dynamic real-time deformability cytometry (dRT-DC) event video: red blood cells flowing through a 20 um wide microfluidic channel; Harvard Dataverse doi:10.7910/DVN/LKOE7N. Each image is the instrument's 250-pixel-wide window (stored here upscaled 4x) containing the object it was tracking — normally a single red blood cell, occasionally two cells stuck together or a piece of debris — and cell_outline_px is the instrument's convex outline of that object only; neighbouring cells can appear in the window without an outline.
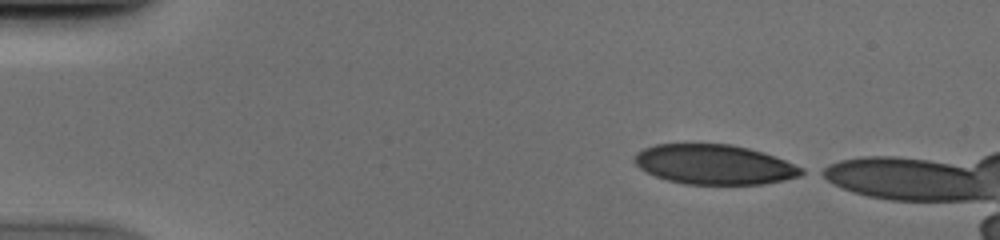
{"species": "human", "species_latin": "Homo sapiens", "temperature_condition": "cold", "stored_images_in_passage": 41, "camera_frame_rate_fps": 3000, "um_per_image_px": 0.085, "donor": {"sex": "male"}, "frame": {"image": 1, "passage_image": 1, "time_ms": 0.0, "image_size_px": [1000, 240], "cell_outline_px": [[808, 172], [800, 176], [784, 180], [764, 184], [684, 184], [668, 180], [656, 176], [640, 168], [632, 160], [632, 156], [636, 152], [644, 148], [656, 144], [732, 144], [748, 148], [784, 160], [804, 168]], "centroid_in_image_um": [60.71, 13.98], "position_along_channel_um": 24.3, "area_um2": 38.73}}
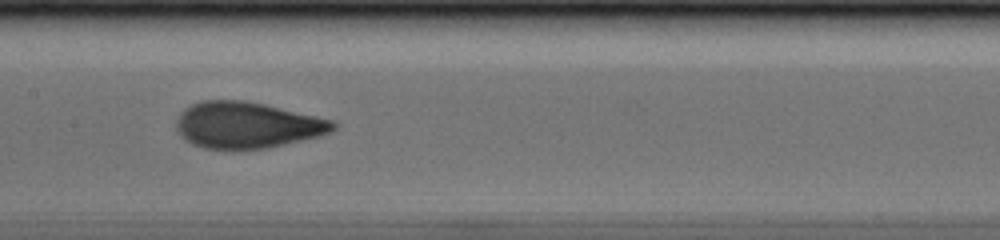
{"frame": {"image": 2, "passage_image": 20, "time_ms": 6.333, "image_size_px": [1000, 240], "cell_outline_px": [[336, 128], [332, 132], [320, 136], [268, 148], [204, 148], [192, 144], [180, 136], [176, 128], [176, 120], [180, 112], [184, 108], [200, 100], [244, 100], [264, 104], [336, 120]], "centroid_in_image_um": [21.01, 10.62], "position_along_channel_um": 186.4, "area_um2": 42.43}}
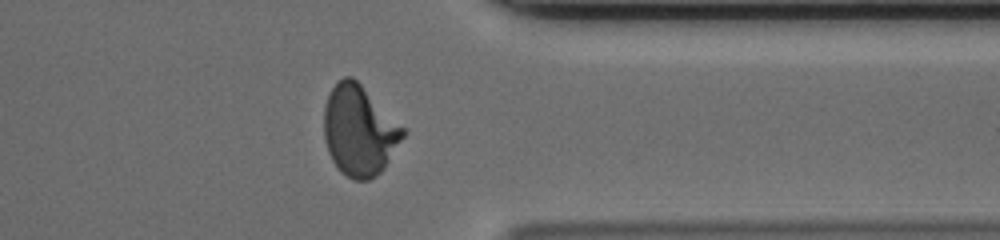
{"frame": {"image": 3, "passage_image": 35, "time_ms": 11.333, "image_size_px": [1000, 240], "cell_outline_px": [[408, 132], [384, 168], [376, 176], [368, 180], [352, 180], [340, 172], [332, 160], [328, 152], [324, 136], [324, 108], [328, 96], [336, 80], [344, 76], [352, 76]], "centroid_in_image_um": [30.53, 11.12], "position_along_channel_um": 380.9, "area_um2": 41.56}}